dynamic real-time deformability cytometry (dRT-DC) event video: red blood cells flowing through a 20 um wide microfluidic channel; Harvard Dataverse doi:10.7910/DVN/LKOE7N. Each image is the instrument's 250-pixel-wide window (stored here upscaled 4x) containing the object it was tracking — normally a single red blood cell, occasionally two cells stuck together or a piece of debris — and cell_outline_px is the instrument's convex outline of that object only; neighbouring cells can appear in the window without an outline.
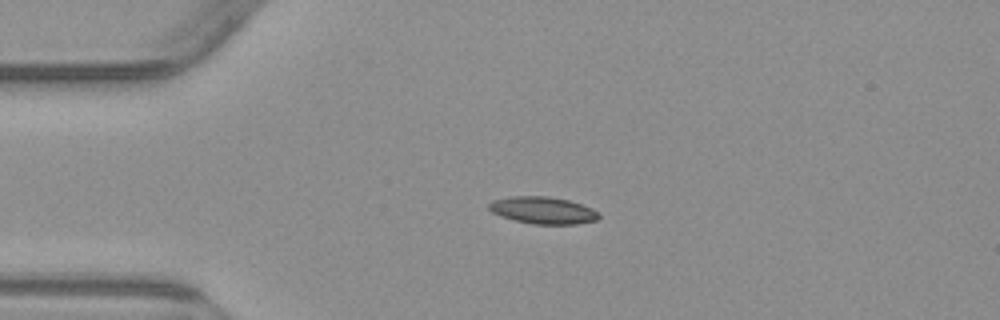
{"species": "common noctule bat (a hibernating species)", "species_latin": "Nyctalus noctula", "temperature_condition": "warm", "stored_images_in_passage": 3, "camera_frame_rate_fps": 3000, "um_per_image_px": 0.085, "animal": {"sex": "male", "body_mass_g": 23.1, "forearm_length_mm": 52.7}, "frame": {"image": 1, "passage_image": 2, "time_ms": 2.0, "image_size_px": [1000, 320], "cell_outline_px": [[600, 216], [596, 220], [576, 224], [532, 224], [500, 216], [492, 212], [488, 208], [488, 204], [492, 200], [508, 196], [548, 196], [568, 200], [592, 208], [600, 212]], "centroid_in_image_um": [46.13, 17.87], "position_along_channel_um": 38.9, "area_um2": 17.4}}